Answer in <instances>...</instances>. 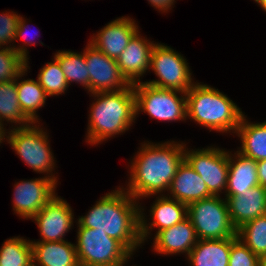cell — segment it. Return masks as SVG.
Wrapping results in <instances>:
<instances>
[{
    "label": "cell",
    "mask_w": 266,
    "mask_h": 266,
    "mask_svg": "<svg viewBox=\"0 0 266 266\" xmlns=\"http://www.w3.org/2000/svg\"><path fill=\"white\" fill-rule=\"evenodd\" d=\"M167 196L186 205L214 196L200 175L184 159L169 187ZM170 194V195H169Z\"/></svg>",
    "instance_id": "19"
},
{
    "label": "cell",
    "mask_w": 266,
    "mask_h": 266,
    "mask_svg": "<svg viewBox=\"0 0 266 266\" xmlns=\"http://www.w3.org/2000/svg\"><path fill=\"white\" fill-rule=\"evenodd\" d=\"M6 131H8V129L6 130L4 126L0 123V144L3 143V141L5 142V140H7Z\"/></svg>",
    "instance_id": "36"
},
{
    "label": "cell",
    "mask_w": 266,
    "mask_h": 266,
    "mask_svg": "<svg viewBox=\"0 0 266 266\" xmlns=\"http://www.w3.org/2000/svg\"><path fill=\"white\" fill-rule=\"evenodd\" d=\"M237 237L260 258L266 256V214L243 224Z\"/></svg>",
    "instance_id": "28"
},
{
    "label": "cell",
    "mask_w": 266,
    "mask_h": 266,
    "mask_svg": "<svg viewBox=\"0 0 266 266\" xmlns=\"http://www.w3.org/2000/svg\"><path fill=\"white\" fill-rule=\"evenodd\" d=\"M85 60L89 71V92H116L131 84L121 73L116 60L96 49L89 42L85 47Z\"/></svg>",
    "instance_id": "11"
},
{
    "label": "cell",
    "mask_w": 266,
    "mask_h": 266,
    "mask_svg": "<svg viewBox=\"0 0 266 266\" xmlns=\"http://www.w3.org/2000/svg\"><path fill=\"white\" fill-rule=\"evenodd\" d=\"M188 218L198 239H225L237 236L226 199L212 196L188 205Z\"/></svg>",
    "instance_id": "8"
},
{
    "label": "cell",
    "mask_w": 266,
    "mask_h": 266,
    "mask_svg": "<svg viewBox=\"0 0 266 266\" xmlns=\"http://www.w3.org/2000/svg\"><path fill=\"white\" fill-rule=\"evenodd\" d=\"M26 69V60L13 48L0 47V83L17 79Z\"/></svg>",
    "instance_id": "30"
},
{
    "label": "cell",
    "mask_w": 266,
    "mask_h": 266,
    "mask_svg": "<svg viewBox=\"0 0 266 266\" xmlns=\"http://www.w3.org/2000/svg\"><path fill=\"white\" fill-rule=\"evenodd\" d=\"M28 60L26 61V69L16 79V87L18 94V101L24 114L33 122L38 123L40 120L38 117V110L44 107L48 95L41 87L37 80L34 79H22L27 74ZM26 73V74H25ZM20 79H22L20 81Z\"/></svg>",
    "instance_id": "24"
},
{
    "label": "cell",
    "mask_w": 266,
    "mask_h": 266,
    "mask_svg": "<svg viewBox=\"0 0 266 266\" xmlns=\"http://www.w3.org/2000/svg\"><path fill=\"white\" fill-rule=\"evenodd\" d=\"M228 165L225 199L243 195L248 189L259 184L257 161L238 151L234 154L229 151Z\"/></svg>",
    "instance_id": "20"
},
{
    "label": "cell",
    "mask_w": 266,
    "mask_h": 266,
    "mask_svg": "<svg viewBox=\"0 0 266 266\" xmlns=\"http://www.w3.org/2000/svg\"><path fill=\"white\" fill-rule=\"evenodd\" d=\"M54 57L59 61L68 84L78 83L89 93V71L85 60V49L81 53L59 50Z\"/></svg>",
    "instance_id": "26"
},
{
    "label": "cell",
    "mask_w": 266,
    "mask_h": 266,
    "mask_svg": "<svg viewBox=\"0 0 266 266\" xmlns=\"http://www.w3.org/2000/svg\"><path fill=\"white\" fill-rule=\"evenodd\" d=\"M237 238L198 239L186 259L190 266H228L231 244Z\"/></svg>",
    "instance_id": "22"
},
{
    "label": "cell",
    "mask_w": 266,
    "mask_h": 266,
    "mask_svg": "<svg viewBox=\"0 0 266 266\" xmlns=\"http://www.w3.org/2000/svg\"><path fill=\"white\" fill-rule=\"evenodd\" d=\"M154 236L153 250L157 254L165 256L180 253H185V256H188L198 242L195 229L188 217L169 228L159 231Z\"/></svg>",
    "instance_id": "17"
},
{
    "label": "cell",
    "mask_w": 266,
    "mask_h": 266,
    "mask_svg": "<svg viewBox=\"0 0 266 266\" xmlns=\"http://www.w3.org/2000/svg\"><path fill=\"white\" fill-rule=\"evenodd\" d=\"M95 99L90 106L87 138L90 145H98L129 130L136 119V97L131 84L116 92L89 93Z\"/></svg>",
    "instance_id": "3"
},
{
    "label": "cell",
    "mask_w": 266,
    "mask_h": 266,
    "mask_svg": "<svg viewBox=\"0 0 266 266\" xmlns=\"http://www.w3.org/2000/svg\"><path fill=\"white\" fill-rule=\"evenodd\" d=\"M26 22H27L26 19H24L22 16H20L19 21H18L17 31H16V37H15V41L16 40L18 41V39H20V40L22 39L25 43L23 45L15 46V45H13L14 44V42H13L12 48L27 61V60H29V57H28L29 52L27 49V47H28L27 45H29V46L36 45V41L34 42L32 39L33 42H31L30 38H29V40L25 38L27 36L25 33H27L26 32L27 28H29L28 27L29 25H27ZM37 33H36V35H37ZM37 37H39V36H37Z\"/></svg>",
    "instance_id": "33"
},
{
    "label": "cell",
    "mask_w": 266,
    "mask_h": 266,
    "mask_svg": "<svg viewBox=\"0 0 266 266\" xmlns=\"http://www.w3.org/2000/svg\"><path fill=\"white\" fill-rule=\"evenodd\" d=\"M135 22L129 16L116 18L93 34L88 42L111 59L117 60L132 37L140 31Z\"/></svg>",
    "instance_id": "15"
},
{
    "label": "cell",
    "mask_w": 266,
    "mask_h": 266,
    "mask_svg": "<svg viewBox=\"0 0 266 266\" xmlns=\"http://www.w3.org/2000/svg\"><path fill=\"white\" fill-rule=\"evenodd\" d=\"M33 264L31 240L24 237L6 239L0 248V266H30Z\"/></svg>",
    "instance_id": "27"
},
{
    "label": "cell",
    "mask_w": 266,
    "mask_h": 266,
    "mask_svg": "<svg viewBox=\"0 0 266 266\" xmlns=\"http://www.w3.org/2000/svg\"><path fill=\"white\" fill-rule=\"evenodd\" d=\"M33 263L36 266H80L75 244L72 242L32 241Z\"/></svg>",
    "instance_id": "21"
},
{
    "label": "cell",
    "mask_w": 266,
    "mask_h": 266,
    "mask_svg": "<svg viewBox=\"0 0 266 266\" xmlns=\"http://www.w3.org/2000/svg\"><path fill=\"white\" fill-rule=\"evenodd\" d=\"M130 165V179L123 188L136 200L168 192L178 167L184 160L185 143L144 141Z\"/></svg>",
    "instance_id": "1"
},
{
    "label": "cell",
    "mask_w": 266,
    "mask_h": 266,
    "mask_svg": "<svg viewBox=\"0 0 266 266\" xmlns=\"http://www.w3.org/2000/svg\"><path fill=\"white\" fill-rule=\"evenodd\" d=\"M187 60L164 43H156L151 52L150 69L157 79L144 81L152 86L187 92L195 83Z\"/></svg>",
    "instance_id": "9"
},
{
    "label": "cell",
    "mask_w": 266,
    "mask_h": 266,
    "mask_svg": "<svg viewBox=\"0 0 266 266\" xmlns=\"http://www.w3.org/2000/svg\"><path fill=\"white\" fill-rule=\"evenodd\" d=\"M76 252L80 266H125L133 256L105 232L77 223Z\"/></svg>",
    "instance_id": "6"
},
{
    "label": "cell",
    "mask_w": 266,
    "mask_h": 266,
    "mask_svg": "<svg viewBox=\"0 0 266 266\" xmlns=\"http://www.w3.org/2000/svg\"><path fill=\"white\" fill-rule=\"evenodd\" d=\"M259 184L266 188V159L257 161Z\"/></svg>",
    "instance_id": "35"
},
{
    "label": "cell",
    "mask_w": 266,
    "mask_h": 266,
    "mask_svg": "<svg viewBox=\"0 0 266 266\" xmlns=\"http://www.w3.org/2000/svg\"><path fill=\"white\" fill-rule=\"evenodd\" d=\"M133 89L136 97V115L144 112L151 118L168 122L187 120L185 92L158 88L145 82L133 84Z\"/></svg>",
    "instance_id": "7"
},
{
    "label": "cell",
    "mask_w": 266,
    "mask_h": 266,
    "mask_svg": "<svg viewBox=\"0 0 266 266\" xmlns=\"http://www.w3.org/2000/svg\"><path fill=\"white\" fill-rule=\"evenodd\" d=\"M138 204V200L119 186L96 201L88 213L79 216L76 222L81 227L105 232L134 255L137 247L142 246Z\"/></svg>",
    "instance_id": "2"
},
{
    "label": "cell",
    "mask_w": 266,
    "mask_h": 266,
    "mask_svg": "<svg viewBox=\"0 0 266 266\" xmlns=\"http://www.w3.org/2000/svg\"><path fill=\"white\" fill-rule=\"evenodd\" d=\"M5 120L7 123H15L14 128L29 126L33 123L20 107L16 79L0 83V123L3 126Z\"/></svg>",
    "instance_id": "25"
},
{
    "label": "cell",
    "mask_w": 266,
    "mask_h": 266,
    "mask_svg": "<svg viewBox=\"0 0 266 266\" xmlns=\"http://www.w3.org/2000/svg\"><path fill=\"white\" fill-rule=\"evenodd\" d=\"M262 0H254L257 4H259Z\"/></svg>",
    "instance_id": "39"
},
{
    "label": "cell",
    "mask_w": 266,
    "mask_h": 266,
    "mask_svg": "<svg viewBox=\"0 0 266 266\" xmlns=\"http://www.w3.org/2000/svg\"><path fill=\"white\" fill-rule=\"evenodd\" d=\"M187 119L210 132L235 133L244 115L226 94L207 84L195 82L186 92Z\"/></svg>",
    "instance_id": "4"
},
{
    "label": "cell",
    "mask_w": 266,
    "mask_h": 266,
    "mask_svg": "<svg viewBox=\"0 0 266 266\" xmlns=\"http://www.w3.org/2000/svg\"><path fill=\"white\" fill-rule=\"evenodd\" d=\"M37 81L48 97L64 94L69 87L61 65L54 56L52 62L42 66L37 76Z\"/></svg>",
    "instance_id": "29"
},
{
    "label": "cell",
    "mask_w": 266,
    "mask_h": 266,
    "mask_svg": "<svg viewBox=\"0 0 266 266\" xmlns=\"http://www.w3.org/2000/svg\"><path fill=\"white\" fill-rule=\"evenodd\" d=\"M151 6H153L155 9H158L157 11L167 13L170 9H172L175 0H147Z\"/></svg>",
    "instance_id": "34"
},
{
    "label": "cell",
    "mask_w": 266,
    "mask_h": 266,
    "mask_svg": "<svg viewBox=\"0 0 266 266\" xmlns=\"http://www.w3.org/2000/svg\"><path fill=\"white\" fill-rule=\"evenodd\" d=\"M258 5L266 12V0H262Z\"/></svg>",
    "instance_id": "37"
},
{
    "label": "cell",
    "mask_w": 266,
    "mask_h": 266,
    "mask_svg": "<svg viewBox=\"0 0 266 266\" xmlns=\"http://www.w3.org/2000/svg\"><path fill=\"white\" fill-rule=\"evenodd\" d=\"M139 33L132 37L116 60L121 73L132 85L141 82L140 77L150 71L151 52L156 44Z\"/></svg>",
    "instance_id": "16"
},
{
    "label": "cell",
    "mask_w": 266,
    "mask_h": 266,
    "mask_svg": "<svg viewBox=\"0 0 266 266\" xmlns=\"http://www.w3.org/2000/svg\"><path fill=\"white\" fill-rule=\"evenodd\" d=\"M226 201L230 220L236 229L266 214V188L260 184L248 189L243 195L230 196Z\"/></svg>",
    "instance_id": "18"
},
{
    "label": "cell",
    "mask_w": 266,
    "mask_h": 266,
    "mask_svg": "<svg viewBox=\"0 0 266 266\" xmlns=\"http://www.w3.org/2000/svg\"><path fill=\"white\" fill-rule=\"evenodd\" d=\"M20 16L13 11L0 14V47L12 48L10 43L15 42Z\"/></svg>",
    "instance_id": "32"
},
{
    "label": "cell",
    "mask_w": 266,
    "mask_h": 266,
    "mask_svg": "<svg viewBox=\"0 0 266 266\" xmlns=\"http://www.w3.org/2000/svg\"><path fill=\"white\" fill-rule=\"evenodd\" d=\"M228 266H260V257L237 238L231 244Z\"/></svg>",
    "instance_id": "31"
},
{
    "label": "cell",
    "mask_w": 266,
    "mask_h": 266,
    "mask_svg": "<svg viewBox=\"0 0 266 266\" xmlns=\"http://www.w3.org/2000/svg\"><path fill=\"white\" fill-rule=\"evenodd\" d=\"M56 193L32 218L39 228L41 242L65 241L74 226V213L66 200Z\"/></svg>",
    "instance_id": "13"
},
{
    "label": "cell",
    "mask_w": 266,
    "mask_h": 266,
    "mask_svg": "<svg viewBox=\"0 0 266 266\" xmlns=\"http://www.w3.org/2000/svg\"><path fill=\"white\" fill-rule=\"evenodd\" d=\"M243 115L236 134L240 138L241 147L237 150L255 161L266 159V121L261 123L248 122Z\"/></svg>",
    "instance_id": "23"
},
{
    "label": "cell",
    "mask_w": 266,
    "mask_h": 266,
    "mask_svg": "<svg viewBox=\"0 0 266 266\" xmlns=\"http://www.w3.org/2000/svg\"><path fill=\"white\" fill-rule=\"evenodd\" d=\"M40 123H32L29 126L16 128L12 125L10 127L12 129L7 131L6 142L33 171L46 174L47 178L58 184V177L53 175L52 172L55 170L56 161L50 148L49 135L47 130L41 128Z\"/></svg>",
    "instance_id": "5"
},
{
    "label": "cell",
    "mask_w": 266,
    "mask_h": 266,
    "mask_svg": "<svg viewBox=\"0 0 266 266\" xmlns=\"http://www.w3.org/2000/svg\"><path fill=\"white\" fill-rule=\"evenodd\" d=\"M184 159L195 170L205 184L208 190L214 196H220L222 190L224 194L227 186L229 151L219 147L208 146L202 149L189 150L186 148Z\"/></svg>",
    "instance_id": "10"
},
{
    "label": "cell",
    "mask_w": 266,
    "mask_h": 266,
    "mask_svg": "<svg viewBox=\"0 0 266 266\" xmlns=\"http://www.w3.org/2000/svg\"><path fill=\"white\" fill-rule=\"evenodd\" d=\"M150 207V217L152 221L147 223L145 218L144 206L140 204V237L142 244L147 241L153 228H156V234L166 228H169L188 217V205L178 200L168 197L165 194L159 195ZM146 240V241H145Z\"/></svg>",
    "instance_id": "14"
},
{
    "label": "cell",
    "mask_w": 266,
    "mask_h": 266,
    "mask_svg": "<svg viewBox=\"0 0 266 266\" xmlns=\"http://www.w3.org/2000/svg\"><path fill=\"white\" fill-rule=\"evenodd\" d=\"M13 211L23 219H32L56 194L57 183L45 177L15 182Z\"/></svg>",
    "instance_id": "12"
},
{
    "label": "cell",
    "mask_w": 266,
    "mask_h": 266,
    "mask_svg": "<svg viewBox=\"0 0 266 266\" xmlns=\"http://www.w3.org/2000/svg\"><path fill=\"white\" fill-rule=\"evenodd\" d=\"M260 266H266V256L260 258Z\"/></svg>",
    "instance_id": "38"
}]
</instances>
